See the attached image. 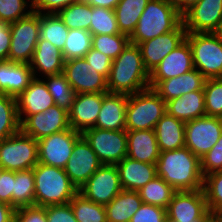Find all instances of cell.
I'll use <instances>...</instances> for the list:
<instances>
[{"label": "cell", "instance_id": "6da1fadb", "mask_svg": "<svg viewBox=\"0 0 222 222\" xmlns=\"http://www.w3.org/2000/svg\"><path fill=\"white\" fill-rule=\"evenodd\" d=\"M157 176L165 180L176 191L203 189L204 176L200 158L186 146L160 152L156 162Z\"/></svg>", "mask_w": 222, "mask_h": 222}, {"label": "cell", "instance_id": "7a4b0ae2", "mask_svg": "<svg viewBox=\"0 0 222 222\" xmlns=\"http://www.w3.org/2000/svg\"><path fill=\"white\" fill-rule=\"evenodd\" d=\"M150 74L146 70L138 45L129 43L122 53L112 60L107 78L108 92L132 95L150 88Z\"/></svg>", "mask_w": 222, "mask_h": 222}, {"label": "cell", "instance_id": "3957f363", "mask_svg": "<svg viewBox=\"0 0 222 222\" xmlns=\"http://www.w3.org/2000/svg\"><path fill=\"white\" fill-rule=\"evenodd\" d=\"M35 206L67 204L78 193L63 168L37 163L33 167Z\"/></svg>", "mask_w": 222, "mask_h": 222}, {"label": "cell", "instance_id": "277c9868", "mask_svg": "<svg viewBox=\"0 0 222 222\" xmlns=\"http://www.w3.org/2000/svg\"><path fill=\"white\" fill-rule=\"evenodd\" d=\"M182 23V15L170 0H150L142 12L130 38V43H139L175 30Z\"/></svg>", "mask_w": 222, "mask_h": 222}, {"label": "cell", "instance_id": "5b68a950", "mask_svg": "<svg viewBox=\"0 0 222 222\" xmlns=\"http://www.w3.org/2000/svg\"><path fill=\"white\" fill-rule=\"evenodd\" d=\"M166 113V102L152 89L128 95L126 131L154 130Z\"/></svg>", "mask_w": 222, "mask_h": 222}, {"label": "cell", "instance_id": "8992f818", "mask_svg": "<svg viewBox=\"0 0 222 222\" xmlns=\"http://www.w3.org/2000/svg\"><path fill=\"white\" fill-rule=\"evenodd\" d=\"M194 68L206 79L222 78V43L215 32H187Z\"/></svg>", "mask_w": 222, "mask_h": 222}, {"label": "cell", "instance_id": "52a82bcc", "mask_svg": "<svg viewBox=\"0 0 222 222\" xmlns=\"http://www.w3.org/2000/svg\"><path fill=\"white\" fill-rule=\"evenodd\" d=\"M37 163V140L21 130L0 142V166L4 170H28Z\"/></svg>", "mask_w": 222, "mask_h": 222}, {"label": "cell", "instance_id": "ba28073f", "mask_svg": "<svg viewBox=\"0 0 222 222\" xmlns=\"http://www.w3.org/2000/svg\"><path fill=\"white\" fill-rule=\"evenodd\" d=\"M10 33L9 60L29 64L39 40L40 13L32 11L28 16L11 23Z\"/></svg>", "mask_w": 222, "mask_h": 222}, {"label": "cell", "instance_id": "9c48e42d", "mask_svg": "<svg viewBox=\"0 0 222 222\" xmlns=\"http://www.w3.org/2000/svg\"><path fill=\"white\" fill-rule=\"evenodd\" d=\"M82 135L102 164L116 165L127 156V131L89 128Z\"/></svg>", "mask_w": 222, "mask_h": 222}, {"label": "cell", "instance_id": "30bf717a", "mask_svg": "<svg viewBox=\"0 0 222 222\" xmlns=\"http://www.w3.org/2000/svg\"><path fill=\"white\" fill-rule=\"evenodd\" d=\"M122 186L116 165L102 164L100 168L78 189L84 198L101 205L109 204Z\"/></svg>", "mask_w": 222, "mask_h": 222}, {"label": "cell", "instance_id": "8fae6325", "mask_svg": "<svg viewBox=\"0 0 222 222\" xmlns=\"http://www.w3.org/2000/svg\"><path fill=\"white\" fill-rule=\"evenodd\" d=\"M222 134V118L202 116L185 123V146L197 157L205 155Z\"/></svg>", "mask_w": 222, "mask_h": 222}, {"label": "cell", "instance_id": "7c38bea8", "mask_svg": "<svg viewBox=\"0 0 222 222\" xmlns=\"http://www.w3.org/2000/svg\"><path fill=\"white\" fill-rule=\"evenodd\" d=\"M203 189L176 191L167 207V222H192L211 219Z\"/></svg>", "mask_w": 222, "mask_h": 222}, {"label": "cell", "instance_id": "4fadbf2b", "mask_svg": "<svg viewBox=\"0 0 222 222\" xmlns=\"http://www.w3.org/2000/svg\"><path fill=\"white\" fill-rule=\"evenodd\" d=\"M81 135L82 133L70 128L37 140L38 163L64 168Z\"/></svg>", "mask_w": 222, "mask_h": 222}, {"label": "cell", "instance_id": "5bb4252c", "mask_svg": "<svg viewBox=\"0 0 222 222\" xmlns=\"http://www.w3.org/2000/svg\"><path fill=\"white\" fill-rule=\"evenodd\" d=\"M62 73L76 94L108 92L107 78L96 72L84 57L65 61Z\"/></svg>", "mask_w": 222, "mask_h": 222}, {"label": "cell", "instance_id": "9a60e30c", "mask_svg": "<svg viewBox=\"0 0 222 222\" xmlns=\"http://www.w3.org/2000/svg\"><path fill=\"white\" fill-rule=\"evenodd\" d=\"M67 129H70L68 111L58 105H53L44 112L27 116L20 123V130L35 140Z\"/></svg>", "mask_w": 222, "mask_h": 222}, {"label": "cell", "instance_id": "2e32d148", "mask_svg": "<svg viewBox=\"0 0 222 222\" xmlns=\"http://www.w3.org/2000/svg\"><path fill=\"white\" fill-rule=\"evenodd\" d=\"M101 165L102 162L81 135L76 140L70 159L63 169L71 182L79 189Z\"/></svg>", "mask_w": 222, "mask_h": 222}, {"label": "cell", "instance_id": "e0dca14e", "mask_svg": "<svg viewBox=\"0 0 222 222\" xmlns=\"http://www.w3.org/2000/svg\"><path fill=\"white\" fill-rule=\"evenodd\" d=\"M186 32H216L222 24V0H200L182 14Z\"/></svg>", "mask_w": 222, "mask_h": 222}, {"label": "cell", "instance_id": "ac0fdd59", "mask_svg": "<svg viewBox=\"0 0 222 222\" xmlns=\"http://www.w3.org/2000/svg\"><path fill=\"white\" fill-rule=\"evenodd\" d=\"M186 33L185 26L181 23L173 31L138 44L144 66L149 74L156 69L170 52L185 40Z\"/></svg>", "mask_w": 222, "mask_h": 222}, {"label": "cell", "instance_id": "d6986e66", "mask_svg": "<svg viewBox=\"0 0 222 222\" xmlns=\"http://www.w3.org/2000/svg\"><path fill=\"white\" fill-rule=\"evenodd\" d=\"M194 69L192 51L185 39L170 52L150 73L149 85L153 88L159 81L181 76Z\"/></svg>", "mask_w": 222, "mask_h": 222}, {"label": "cell", "instance_id": "ffe728a7", "mask_svg": "<svg viewBox=\"0 0 222 222\" xmlns=\"http://www.w3.org/2000/svg\"><path fill=\"white\" fill-rule=\"evenodd\" d=\"M105 93L76 94L68 111L70 128L80 133L95 126Z\"/></svg>", "mask_w": 222, "mask_h": 222}, {"label": "cell", "instance_id": "44dd1931", "mask_svg": "<svg viewBox=\"0 0 222 222\" xmlns=\"http://www.w3.org/2000/svg\"><path fill=\"white\" fill-rule=\"evenodd\" d=\"M55 105L43 78H34L28 87L16 97L20 123L33 114L44 112Z\"/></svg>", "mask_w": 222, "mask_h": 222}, {"label": "cell", "instance_id": "7402d4cb", "mask_svg": "<svg viewBox=\"0 0 222 222\" xmlns=\"http://www.w3.org/2000/svg\"><path fill=\"white\" fill-rule=\"evenodd\" d=\"M28 63L0 61V93L17 97L34 79Z\"/></svg>", "mask_w": 222, "mask_h": 222}, {"label": "cell", "instance_id": "603a6c76", "mask_svg": "<svg viewBox=\"0 0 222 222\" xmlns=\"http://www.w3.org/2000/svg\"><path fill=\"white\" fill-rule=\"evenodd\" d=\"M128 95L105 93L95 128L126 130V108Z\"/></svg>", "mask_w": 222, "mask_h": 222}, {"label": "cell", "instance_id": "cb8c5ba5", "mask_svg": "<svg viewBox=\"0 0 222 222\" xmlns=\"http://www.w3.org/2000/svg\"><path fill=\"white\" fill-rule=\"evenodd\" d=\"M64 62L62 51L59 48L47 40L39 39L29 64L34 77L43 78L62 73Z\"/></svg>", "mask_w": 222, "mask_h": 222}, {"label": "cell", "instance_id": "d4e9b609", "mask_svg": "<svg viewBox=\"0 0 222 222\" xmlns=\"http://www.w3.org/2000/svg\"><path fill=\"white\" fill-rule=\"evenodd\" d=\"M206 78L193 69L181 76L159 81L152 89L165 101H170L192 91H203Z\"/></svg>", "mask_w": 222, "mask_h": 222}, {"label": "cell", "instance_id": "484cf974", "mask_svg": "<svg viewBox=\"0 0 222 222\" xmlns=\"http://www.w3.org/2000/svg\"><path fill=\"white\" fill-rule=\"evenodd\" d=\"M122 189L138 191L157 176L156 164L125 157L116 164Z\"/></svg>", "mask_w": 222, "mask_h": 222}, {"label": "cell", "instance_id": "4316f807", "mask_svg": "<svg viewBox=\"0 0 222 222\" xmlns=\"http://www.w3.org/2000/svg\"><path fill=\"white\" fill-rule=\"evenodd\" d=\"M159 154L155 130L127 131V157L156 164Z\"/></svg>", "mask_w": 222, "mask_h": 222}, {"label": "cell", "instance_id": "83f0119b", "mask_svg": "<svg viewBox=\"0 0 222 222\" xmlns=\"http://www.w3.org/2000/svg\"><path fill=\"white\" fill-rule=\"evenodd\" d=\"M166 112L188 122L206 115L204 91H192L166 102Z\"/></svg>", "mask_w": 222, "mask_h": 222}, {"label": "cell", "instance_id": "f1b7e54d", "mask_svg": "<svg viewBox=\"0 0 222 222\" xmlns=\"http://www.w3.org/2000/svg\"><path fill=\"white\" fill-rule=\"evenodd\" d=\"M154 130L160 152L185 146V122L167 112L157 122Z\"/></svg>", "mask_w": 222, "mask_h": 222}, {"label": "cell", "instance_id": "f546056e", "mask_svg": "<svg viewBox=\"0 0 222 222\" xmlns=\"http://www.w3.org/2000/svg\"><path fill=\"white\" fill-rule=\"evenodd\" d=\"M138 191H122L107 205H105L107 222H130V219L142 205Z\"/></svg>", "mask_w": 222, "mask_h": 222}, {"label": "cell", "instance_id": "4dcf8cb0", "mask_svg": "<svg viewBox=\"0 0 222 222\" xmlns=\"http://www.w3.org/2000/svg\"><path fill=\"white\" fill-rule=\"evenodd\" d=\"M150 0H120L114 8L120 33L130 37Z\"/></svg>", "mask_w": 222, "mask_h": 222}, {"label": "cell", "instance_id": "1f68e13d", "mask_svg": "<svg viewBox=\"0 0 222 222\" xmlns=\"http://www.w3.org/2000/svg\"><path fill=\"white\" fill-rule=\"evenodd\" d=\"M35 205V183L33 168L14 172L12 207L15 209Z\"/></svg>", "mask_w": 222, "mask_h": 222}, {"label": "cell", "instance_id": "d6a6232c", "mask_svg": "<svg viewBox=\"0 0 222 222\" xmlns=\"http://www.w3.org/2000/svg\"><path fill=\"white\" fill-rule=\"evenodd\" d=\"M68 32V27L57 13H40L39 39L49 41L62 51Z\"/></svg>", "mask_w": 222, "mask_h": 222}, {"label": "cell", "instance_id": "836d02e7", "mask_svg": "<svg viewBox=\"0 0 222 222\" xmlns=\"http://www.w3.org/2000/svg\"><path fill=\"white\" fill-rule=\"evenodd\" d=\"M143 203L167 209L176 190L161 177L156 176L138 190Z\"/></svg>", "mask_w": 222, "mask_h": 222}, {"label": "cell", "instance_id": "e575fe53", "mask_svg": "<svg viewBox=\"0 0 222 222\" xmlns=\"http://www.w3.org/2000/svg\"><path fill=\"white\" fill-rule=\"evenodd\" d=\"M68 29H83L89 31L91 24L92 6L84 0H77L58 13Z\"/></svg>", "mask_w": 222, "mask_h": 222}, {"label": "cell", "instance_id": "d590c367", "mask_svg": "<svg viewBox=\"0 0 222 222\" xmlns=\"http://www.w3.org/2000/svg\"><path fill=\"white\" fill-rule=\"evenodd\" d=\"M20 131L16 98L0 93V142Z\"/></svg>", "mask_w": 222, "mask_h": 222}, {"label": "cell", "instance_id": "8d00e7d4", "mask_svg": "<svg viewBox=\"0 0 222 222\" xmlns=\"http://www.w3.org/2000/svg\"><path fill=\"white\" fill-rule=\"evenodd\" d=\"M78 222H107L105 206L92 202L77 193L69 201Z\"/></svg>", "mask_w": 222, "mask_h": 222}, {"label": "cell", "instance_id": "74e56055", "mask_svg": "<svg viewBox=\"0 0 222 222\" xmlns=\"http://www.w3.org/2000/svg\"><path fill=\"white\" fill-rule=\"evenodd\" d=\"M92 37L93 35L90 31L69 29L62 50L64 60L83 58L92 49Z\"/></svg>", "mask_w": 222, "mask_h": 222}, {"label": "cell", "instance_id": "f35d334b", "mask_svg": "<svg viewBox=\"0 0 222 222\" xmlns=\"http://www.w3.org/2000/svg\"><path fill=\"white\" fill-rule=\"evenodd\" d=\"M47 85L48 91L54 99L55 105L69 111L72 107L75 91L67 81L63 73L45 76L43 79Z\"/></svg>", "mask_w": 222, "mask_h": 222}, {"label": "cell", "instance_id": "ab89813d", "mask_svg": "<svg viewBox=\"0 0 222 222\" xmlns=\"http://www.w3.org/2000/svg\"><path fill=\"white\" fill-rule=\"evenodd\" d=\"M90 33L92 35L119 34L118 23L113 9L92 6Z\"/></svg>", "mask_w": 222, "mask_h": 222}, {"label": "cell", "instance_id": "60d3db41", "mask_svg": "<svg viewBox=\"0 0 222 222\" xmlns=\"http://www.w3.org/2000/svg\"><path fill=\"white\" fill-rule=\"evenodd\" d=\"M129 43L130 38L122 33L92 37V48L107 55L111 60L116 59Z\"/></svg>", "mask_w": 222, "mask_h": 222}, {"label": "cell", "instance_id": "b9f144b4", "mask_svg": "<svg viewBox=\"0 0 222 222\" xmlns=\"http://www.w3.org/2000/svg\"><path fill=\"white\" fill-rule=\"evenodd\" d=\"M206 116L222 118V78H209L204 83Z\"/></svg>", "mask_w": 222, "mask_h": 222}, {"label": "cell", "instance_id": "7bdbcfd3", "mask_svg": "<svg viewBox=\"0 0 222 222\" xmlns=\"http://www.w3.org/2000/svg\"><path fill=\"white\" fill-rule=\"evenodd\" d=\"M203 191L207 208L214 214L222 206V170L204 176Z\"/></svg>", "mask_w": 222, "mask_h": 222}, {"label": "cell", "instance_id": "ee69618b", "mask_svg": "<svg viewBox=\"0 0 222 222\" xmlns=\"http://www.w3.org/2000/svg\"><path fill=\"white\" fill-rule=\"evenodd\" d=\"M31 12V0H0V20L8 24L28 16Z\"/></svg>", "mask_w": 222, "mask_h": 222}, {"label": "cell", "instance_id": "f6af8a7d", "mask_svg": "<svg viewBox=\"0 0 222 222\" xmlns=\"http://www.w3.org/2000/svg\"><path fill=\"white\" fill-rule=\"evenodd\" d=\"M200 161L203 176L222 170V134L217 143L200 158Z\"/></svg>", "mask_w": 222, "mask_h": 222}, {"label": "cell", "instance_id": "bcb514c9", "mask_svg": "<svg viewBox=\"0 0 222 222\" xmlns=\"http://www.w3.org/2000/svg\"><path fill=\"white\" fill-rule=\"evenodd\" d=\"M130 222H167V209L142 203Z\"/></svg>", "mask_w": 222, "mask_h": 222}, {"label": "cell", "instance_id": "7dc6e473", "mask_svg": "<svg viewBox=\"0 0 222 222\" xmlns=\"http://www.w3.org/2000/svg\"><path fill=\"white\" fill-rule=\"evenodd\" d=\"M48 222H78L70 203L45 207Z\"/></svg>", "mask_w": 222, "mask_h": 222}, {"label": "cell", "instance_id": "c3c4849f", "mask_svg": "<svg viewBox=\"0 0 222 222\" xmlns=\"http://www.w3.org/2000/svg\"><path fill=\"white\" fill-rule=\"evenodd\" d=\"M15 222H48L45 207H19L15 211Z\"/></svg>", "mask_w": 222, "mask_h": 222}, {"label": "cell", "instance_id": "681fc988", "mask_svg": "<svg viewBox=\"0 0 222 222\" xmlns=\"http://www.w3.org/2000/svg\"><path fill=\"white\" fill-rule=\"evenodd\" d=\"M84 58L90 66L95 68L96 72L108 78L111 71L112 60L107 55L92 48Z\"/></svg>", "mask_w": 222, "mask_h": 222}, {"label": "cell", "instance_id": "f907efd6", "mask_svg": "<svg viewBox=\"0 0 222 222\" xmlns=\"http://www.w3.org/2000/svg\"><path fill=\"white\" fill-rule=\"evenodd\" d=\"M77 0H31V8L37 13H58Z\"/></svg>", "mask_w": 222, "mask_h": 222}, {"label": "cell", "instance_id": "816d5d0a", "mask_svg": "<svg viewBox=\"0 0 222 222\" xmlns=\"http://www.w3.org/2000/svg\"><path fill=\"white\" fill-rule=\"evenodd\" d=\"M14 171L5 170L0 178V202L12 206Z\"/></svg>", "mask_w": 222, "mask_h": 222}, {"label": "cell", "instance_id": "f5cc1de1", "mask_svg": "<svg viewBox=\"0 0 222 222\" xmlns=\"http://www.w3.org/2000/svg\"><path fill=\"white\" fill-rule=\"evenodd\" d=\"M10 24L0 20V61L9 60Z\"/></svg>", "mask_w": 222, "mask_h": 222}, {"label": "cell", "instance_id": "db71d44e", "mask_svg": "<svg viewBox=\"0 0 222 222\" xmlns=\"http://www.w3.org/2000/svg\"><path fill=\"white\" fill-rule=\"evenodd\" d=\"M15 211L14 207L0 202V222H15Z\"/></svg>", "mask_w": 222, "mask_h": 222}, {"label": "cell", "instance_id": "11a10c76", "mask_svg": "<svg viewBox=\"0 0 222 222\" xmlns=\"http://www.w3.org/2000/svg\"><path fill=\"white\" fill-rule=\"evenodd\" d=\"M176 10L182 15L185 11H187L192 5L196 4L200 0H170Z\"/></svg>", "mask_w": 222, "mask_h": 222}, {"label": "cell", "instance_id": "9f6ffc18", "mask_svg": "<svg viewBox=\"0 0 222 222\" xmlns=\"http://www.w3.org/2000/svg\"><path fill=\"white\" fill-rule=\"evenodd\" d=\"M86 3L90 4L91 6L96 7H105L109 9H113L119 3L120 0H84Z\"/></svg>", "mask_w": 222, "mask_h": 222}, {"label": "cell", "instance_id": "6f0895ef", "mask_svg": "<svg viewBox=\"0 0 222 222\" xmlns=\"http://www.w3.org/2000/svg\"><path fill=\"white\" fill-rule=\"evenodd\" d=\"M214 215L222 221V206L214 213Z\"/></svg>", "mask_w": 222, "mask_h": 222}, {"label": "cell", "instance_id": "680465c9", "mask_svg": "<svg viewBox=\"0 0 222 222\" xmlns=\"http://www.w3.org/2000/svg\"><path fill=\"white\" fill-rule=\"evenodd\" d=\"M215 33L218 35V37L222 43V24L220 25V27L218 28V30Z\"/></svg>", "mask_w": 222, "mask_h": 222}, {"label": "cell", "instance_id": "91938a15", "mask_svg": "<svg viewBox=\"0 0 222 222\" xmlns=\"http://www.w3.org/2000/svg\"><path fill=\"white\" fill-rule=\"evenodd\" d=\"M192 222H210V219H197Z\"/></svg>", "mask_w": 222, "mask_h": 222}, {"label": "cell", "instance_id": "94428289", "mask_svg": "<svg viewBox=\"0 0 222 222\" xmlns=\"http://www.w3.org/2000/svg\"><path fill=\"white\" fill-rule=\"evenodd\" d=\"M213 222H222L220 219H218L214 214H213Z\"/></svg>", "mask_w": 222, "mask_h": 222}, {"label": "cell", "instance_id": "6125c7cd", "mask_svg": "<svg viewBox=\"0 0 222 222\" xmlns=\"http://www.w3.org/2000/svg\"><path fill=\"white\" fill-rule=\"evenodd\" d=\"M5 170L0 166V178L2 176V173L4 172Z\"/></svg>", "mask_w": 222, "mask_h": 222}]
</instances>
